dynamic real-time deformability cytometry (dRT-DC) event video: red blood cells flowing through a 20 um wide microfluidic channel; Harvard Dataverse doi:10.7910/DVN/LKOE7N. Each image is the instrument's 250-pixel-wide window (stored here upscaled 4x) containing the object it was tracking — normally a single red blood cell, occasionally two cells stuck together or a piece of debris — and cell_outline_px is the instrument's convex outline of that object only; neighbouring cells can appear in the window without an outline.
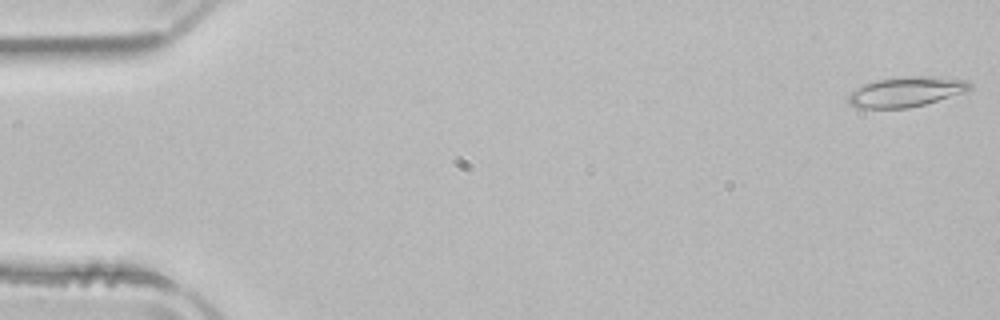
{"species": "common noctule bat (a hibernating species)", "species_latin": "Nyctalus noctula", "temperature_condition": "room temperature", "stored_images_in_passage": 51, "camera_frame_rate_fps": 3000, "um_per_image_px": 0.085, "animal": {"sex": "male", "body_mass_g": 21.5, "forearm_length_mm": 52.0}, "frame": {"image": 1, "passage_image": 1, "time_ms": 0.0, "image_size_px": [1000, 320], "cell_outline_px": [[972, 88], [968, 92], [924, 104], [908, 108], [864, 108], [848, 104], [848, 92], [864, 84], [876, 80], [900, 76], [932, 76], [968, 80], [972, 84]], "centroid_in_image_um": [77.05, 7.79], "position_along_channel_um": 8.0, "area_um2": 21.56}}
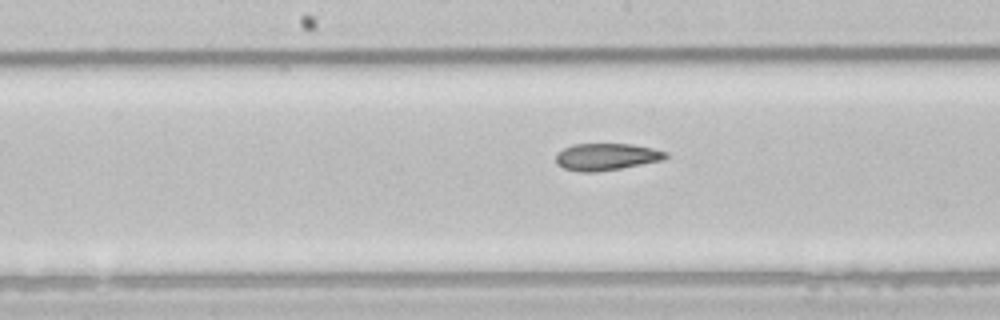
{"frame": {"image": 2, "passage_image": 26, "time_ms": 8.333, "image_size_px": [1000, 320], "cell_outline_px": [[668, 156], [664, 160], [620, 168], [596, 172], [580, 172], [564, 168], [556, 164], [556, 152], [572, 144], [632, 144], [652, 148], [668, 152]], "centroid_in_image_um": [51.53, 13.32], "position_along_channel_um": 196.7, "area_um2": 17.34}}
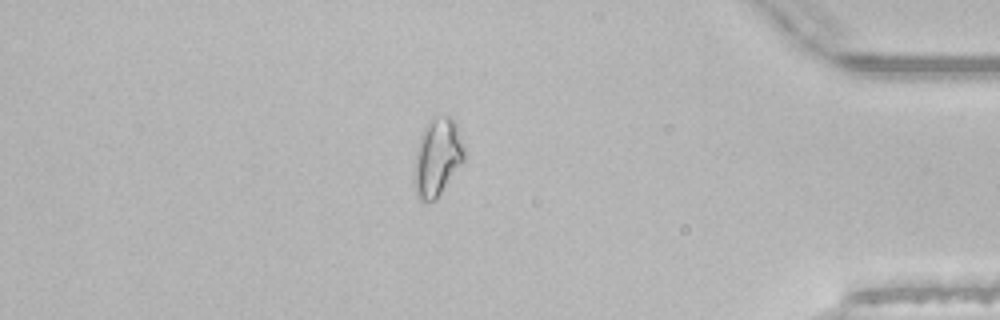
{"frame": {"image": 3, "passage_image": 44, "time_ms": 14.333, "image_size_px": [1000, 320], "cell_outline_px": [[464, 160], [436, 200], [420, 200], [416, 196], [412, 180], [416, 148], [420, 136], [428, 120], [432, 116], [452, 116], [456, 120], [464, 148]], "centroid_in_image_um": [37.15, 13.34], "position_along_channel_um": 398.1, "area_um2": 23.12}, "authors_computed_cell_mechanics": {"area_um2": 19.5942, "velocity_mm_per_s": 3.9725, "shape_relaxation_time_tau1_ms": null, "shape_relaxation_time_tau2_ms": 3.4632, "deformation_change_tau1": null, "deformation_change_tau2": 0.1029}}